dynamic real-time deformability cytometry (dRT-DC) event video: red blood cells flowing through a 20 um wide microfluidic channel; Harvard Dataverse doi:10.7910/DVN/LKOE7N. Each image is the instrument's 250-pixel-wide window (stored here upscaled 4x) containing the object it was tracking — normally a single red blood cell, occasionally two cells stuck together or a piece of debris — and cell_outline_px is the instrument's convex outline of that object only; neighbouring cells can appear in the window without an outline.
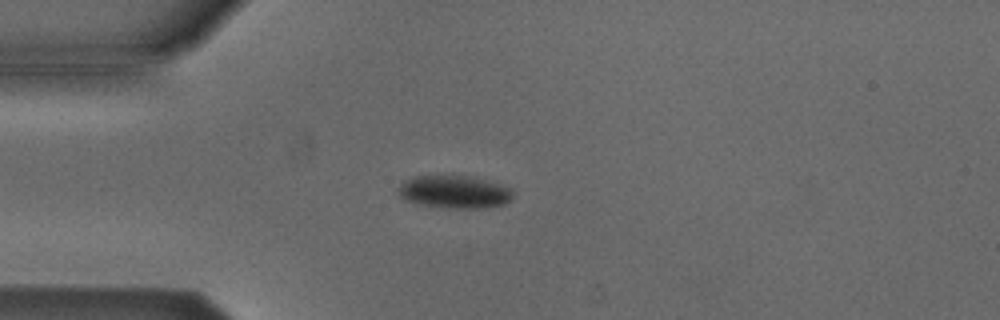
{"species": "Egyptian fruit bat (a non-hibernating species)", "species_latin": "Rousettus aegyptiacus", "temperature_condition": "cold", "stored_images_in_passage": 52, "camera_frame_rate_fps": 3000, "um_per_image_px": 0.085, "animal": {"sex": "male"}, "frame": {"image": 1, "passage_image": 13, "time_ms": 4.0, "image_size_px": [1000, 320], "cell_outline_px": [[512, 200], [504, 204], [484, 208], [444, 208], [416, 204], [404, 200], [400, 196], [396, 188], [404, 180], [416, 176], [472, 176], [488, 180], [512, 188]], "centroid_in_image_um": [38.61, 16.32], "position_along_channel_um": 46.4, "area_um2": 22.25}}
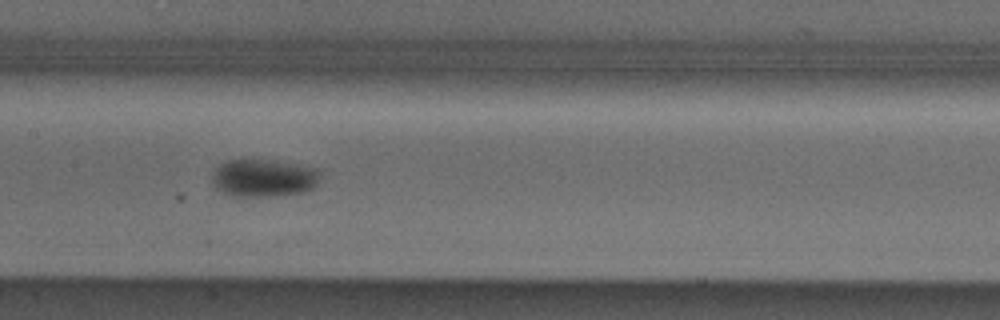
{"frame": {"image": 2, "passage_image": 25, "time_ms": 8.0, "image_size_px": [1000, 320], "cell_outline_px": [[320, 176], [316, 184], [312, 188], [304, 192], [272, 196], [232, 196], [216, 188], [212, 184], [212, 172], [220, 164], [228, 160], [276, 160], [316, 168], [320, 172]], "centroid_in_image_um": [22.4, 15.12], "position_along_channel_um": 185.0, "area_um2": 23.76}}
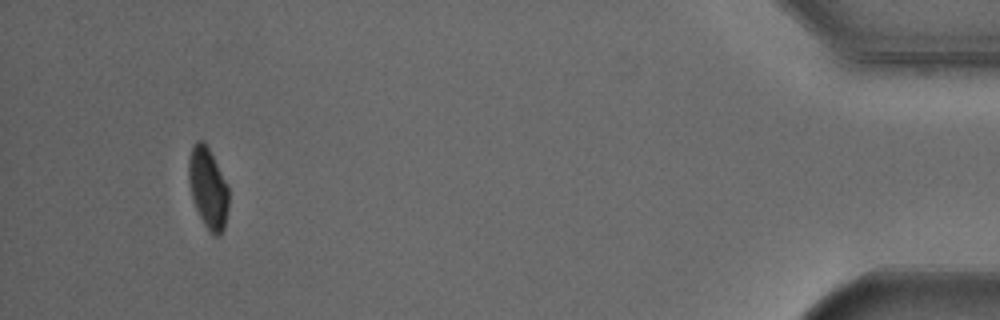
{"frame": {"image": 3, "passage_image": 49, "time_ms": 16.0, "image_size_px": [1000, 320], "cell_outline_px": [[228, 208], [224, 228], [220, 236], [212, 236], [208, 232], [196, 208], [192, 196], [188, 180], [188, 160], [192, 148], [196, 140], [204, 140], [228, 184]], "centroid_in_image_um": [17.69, 16.0], "position_along_channel_um": 417.5, "area_um2": 18.96}, "authors_computed_cell_mechanics": {"area_um2": 21.3571, "velocity_mm_per_s": 3.8603, "shape_relaxation_time_tau1_ms": 1.6774, "shape_relaxation_time_tau2_ms": null, "deformation_change_tau1": 0.0591, "deformation_change_tau2": null}}